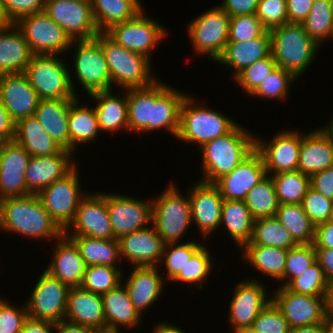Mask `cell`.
<instances>
[{
  "label": "cell",
  "instance_id": "cell-65",
  "mask_svg": "<svg viewBox=\"0 0 333 333\" xmlns=\"http://www.w3.org/2000/svg\"><path fill=\"white\" fill-rule=\"evenodd\" d=\"M15 123L10 119L8 111L0 100V140L9 142L14 139Z\"/></svg>",
  "mask_w": 333,
  "mask_h": 333
},
{
  "label": "cell",
  "instance_id": "cell-51",
  "mask_svg": "<svg viewBox=\"0 0 333 333\" xmlns=\"http://www.w3.org/2000/svg\"><path fill=\"white\" fill-rule=\"evenodd\" d=\"M296 78L281 67H276L272 73L250 95L268 99L283 100L288 95V89Z\"/></svg>",
  "mask_w": 333,
  "mask_h": 333
},
{
  "label": "cell",
  "instance_id": "cell-15",
  "mask_svg": "<svg viewBox=\"0 0 333 333\" xmlns=\"http://www.w3.org/2000/svg\"><path fill=\"white\" fill-rule=\"evenodd\" d=\"M69 289L44 270L26 302L28 317L52 323L64 320Z\"/></svg>",
  "mask_w": 333,
  "mask_h": 333
},
{
  "label": "cell",
  "instance_id": "cell-41",
  "mask_svg": "<svg viewBox=\"0 0 333 333\" xmlns=\"http://www.w3.org/2000/svg\"><path fill=\"white\" fill-rule=\"evenodd\" d=\"M67 237L76 244L81 257L87 266L106 265L118 267L115 264L118 263V261H122L118 239L105 240L88 236Z\"/></svg>",
  "mask_w": 333,
  "mask_h": 333
},
{
  "label": "cell",
  "instance_id": "cell-52",
  "mask_svg": "<svg viewBox=\"0 0 333 333\" xmlns=\"http://www.w3.org/2000/svg\"><path fill=\"white\" fill-rule=\"evenodd\" d=\"M317 261L315 246L300 244L288 249L282 286H286L294 277L302 274Z\"/></svg>",
  "mask_w": 333,
  "mask_h": 333
},
{
  "label": "cell",
  "instance_id": "cell-53",
  "mask_svg": "<svg viewBox=\"0 0 333 333\" xmlns=\"http://www.w3.org/2000/svg\"><path fill=\"white\" fill-rule=\"evenodd\" d=\"M276 67L277 64L272 54H270L268 57L242 70L234 80L243 88L245 93L251 95Z\"/></svg>",
  "mask_w": 333,
  "mask_h": 333
},
{
  "label": "cell",
  "instance_id": "cell-27",
  "mask_svg": "<svg viewBox=\"0 0 333 333\" xmlns=\"http://www.w3.org/2000/svg\"><path fill=\"white\" fill-rule=\"evenodd\" d=\"M54 248L45 271L69 288L80 287L87 265L76 244L63 234Z\"/></svg>",
  "mask_w": 333,
  "mask_h": 333
},
{
  "label": "cell",
  "instance_id": "cell-8",
  "mask_svg": "<svg viewBox=\"0 0 333 333\" xmlns=\"http://www.w3.org/2000/svg\"><path fill=\"white\" fill-rule=\"evenodd\" d=\"M168 186L155 201L152 200L151 226L165 244L179 243L192 223L188 195H181L173 183Z\"/></svg>",
  "mask_w": 333,
  "mask_h": 333
},
{
  "label": "cell",
  "instance_id": "cell-9",
  "mask_svg": "<svg viewBox=\"0 0 333 333\" xmlns=\"http://www.w3.org/2000/svg\"><path fill=\"white\" fill-rule=\"evenodd\" d=\"M229 23L230 16L221 6L212 7L190 21L187 29L195 53L217 60L228 43Z\"/></svg>",
  "mask_w": 333,
  "mask_h": 333
},
{
  "label": "cell",
  "instance_id": "cell-35",
  "mask_svg": "<svg viewBox=\"0 0 333 333\" xmlns=\"http://www.w3.org/2000/svg\"><path fill=\"white\" fill-rule=\"evenodd\" d=\"M112 89L89 95L95 102V112L101 132L128 130L127 89L122 97L114 95Z\"/></svg>",
  "mask_w": 333,
  "mask_h": 333
},
{
  "label": "cell",
  "instance_id": "cell-21",
  "mask_svg": "<svg viewBox=\"0 0 333 333\" xmlns=\"http://www.w3.org/2000/svg\"><path fill=\"white\" fill-rule=\"evenodd\" d=\"M267 176L260 153L254 149L233 171L213 184L227 200L244 201L247 193Z\"/></svg>",
  "mask_w": 333,
  "mask_h": 333
},
{
  "label": "cell",
  "instance_id": "cell-76",
  "mask_svg": "<svg viewBox=\"0 0 333 333\" xmlns=\"http://www.w3.org/2000/svg\"><path fill=\"white\" fill-rule=\"evenodd\" d=\"M97 333H120V332H117V331H98Z\"/></svg>",
  "mask_w": 333,
  "mask_h": 333
},
{
  "label": "cell",
  "instance_id": "cell-25",
  "mask_svg": "<svg viewBox=\"0 0 333 333\" xmlns=\"http://www.w3.org/2000/svg\"><path fill=\"white\" fill-rule=\"evenodd\" d=\"M121 260L135 267L157 266L161 261L165 243L150 225L147 228L123 235L118 239Z\"/></svg>",
  "mask_w": 333,
  "mask_h": 333
},
{
  "label": "cell",
  "instance_id": "cell-31",
  "mask_svg": "<svg viewBox=\"0 0 333 333\" xmlns=\"http://www.w3.org/2000/svg\"><path fill=\"white\" fill-rule=\"evenodd\" d=\"M271 54V36L267 30L261 37L248 41H228L221 56L215 61L229 66L234 78L245 68Z\"/></svg>",
  "mask_w": 333,
  "mask_h": 333
},
{
  "label": "cell",
  "instance_id": "cell-66",
  "mask_svg": "<svg viewBox=\"0 0 333 333\" xmlns=\"http://www.w3.org/2000/svg\"><path fill=\"white\" fill-rule=\"evenodd\" d=\"M54 323L28 317L20 333H53Z\"/></svg>",
  "mask_w": 333,
  "mask_h": 333
},
{
  "label": "cell",
  "instance_id": "cell-30",
  "mask_svg": "<svg viewBox=\"0 0 333 333\" xmlns=\"http://www.w3.org/2000/svg\"><path fill=\"white\" fill-rule=\"evenodd\" d=\"M157 266L133 267L131 275L124 283L128 296L135 309L142 316L148 307L160 298L162 293L163 278ZM160 274V275H159Z\"/></svg>",
  "mask_w": 333,
  "mask_h": 333
},
{
  "label": "cell",
  "instance_id": "cell-69",
  "mask_svg": "<svg viewBox=\"0 0 333 333\" xmlns=\"http://www.w3.org/2000/svg\"><path fill=\"white\" fill-rule=\"evenodd\" d=\"M153 333H186V332L183 331V329L181 330L176 325L173 326L172 324L167 322L163 323L159 322L158 325L154 327Z\"/></svg>",
  "mask_w": 333,
  "mask_h": 333
},
{
  "label": "cell",
  "instance_id": "cell-6",
  "mask_svg": "<svg viewBox=\"0 0 333 333\" xmlns=\"http://www.w3.org/2000/svg\"><path fill=\"white\" fill-rule=\"evenodd\" d=\"M57 54H35L24 74L42 99L74 100L79 95L74 88L73 75Z\"/></svg>",
  "mask_w": 333,
  "mask_h": 333
},
{
  "label": "cell",
  "instance_id": "cell-71",
  "mask_svg": "<svg viewBox=\"0 0 333 333\" xmlns=\"http://www.w3.org/2000/svg\"><path fill=\"white\" fill-rule=\"evenodd\" d=\"M14 22L8 16L6 9L3 5V2L0 0V31L6 30L7 28L11 27Z\"/></svg>",
  "mask_w": 333,
  "mask_h": 333
},
{
  "label": "cell",
  "instance_id": "cell-29",
  "mask_svg": "<svg viewBox=\"0 0 333 333\" xmlns=\"http://www.w3.org/2000/svg\"><path fill=\"white\" fill-rule=\"evenodd\" d=\"M68 322L106 331V321L101 295L70 288L67 294L65 319Z\"/></svg>",
  "mask_w": 333,
  "mask_h": 333
},
{
  "label": "cell",
  "instance_id": "cell-20",
  "mask_svg": "<svg viewBox=\"0 0 333 333\" xmlns=\"http://www.w3.org/2000/svg\"><path fill=\"white\" fill-rule=\"evenodd\" d=\"M30 154L14 140L4 142L0 149V200L29 195L25 171Z\"/></svg>",
  "mask_w": 333,
  "mask_h": 333
},
{
  "label": "cell",
  "instance_id": "cell-17",
  "mask_svg": "<svg viewBox=\"0 0 333 333\" xmlns=\"http://www.w3.org/2000/svg\"><path fill=\"white\" fill-rule=\"evenodd\" d=\"M70 228L73 230L71 233ZM64 235L114 239L106 207V193L87 194L81 200L73 221L64 230Z\"/></svg>",
  "mask_w": 333,
  "mask_h": 333
},
{
  "label": "cell",
  "instance_id": "cell-61",
  "mask_svg": "<svg viewBox=\"0 0 333 333\" xmlns=\"http://www.w3.org/2000/svg\"><path fill=\"white\" fill-rule=\"evenodd\" d=\"M220 5L230 16L256 14L259 0H222Z\"/></svg>",
  "mask_w": 333,
  "mask_h": 333
},
{
  "label": "cell",
  "instance_id": "cell-74",
  "mask_svg": "<svg viewBox=\"0 0 333 333\" xmlns=\"http://www.w3.org/2000/svg\"><path fill=\"white\" fill-rule=\"evenodd\" d=\"M323 129L333 140V117H331V119L329 120V126L327 125L326 129L325 128Z\"/></svg>",
  "mask_w": 333,
  "mask_h": 333
},
{
  "label": "cell",
  "instance_id": "cell-46",
  "mask_svg": "<svg viewBox=\"0 0 333 333\" xmlns=\"http://www.w3.org/2000/svg\"><path fill=\"white\" fill-rule=\"evenodd\" d=\"M254 219L273 217L279 207L274 184L270 175L255 185L244 200Z\"/></svg>",
  "mask_w": 333,
  "mask_h": 333
},
{
  "label": "cell",
  "instance_id": "cell-7",
  "mask_svg": "<svg viewBox=\"0 0 333 333\" xmlns=\"http://www.w3.org/2000/svg\"><path fill=\"white\" fill-rule=\"evenodd\" d=\"M194 100L186 95L182 101L177 140L194 142L200 148L205 143L229 133L237 125L230 117L197 105Z\"/></svg>",
  "mask_w": 333,
  "mask_h": 333
},
{
  "label": "cell",
  "instance_id": "cell-28",
  "mask_svg": "<svg viewBox=\"0 0 333 333\" xmlns=\"http://www.w3.org/2000/svg\"><path fill=\"white\" fill-rule=\"evenodd\" d=\"M304 134L301 133L298 170L311 177L333 166V140L322 127Z\"/></svg>",
  "mask_w": 333,
  "mask_h": 333
},
{
  "label": "cell",
  "instance_id": "cell-77",
  "mask_svg": "<svg viewBox=\"0 0 333 333\" xmlns=\"http://www.w3.org/2000/svg\"><path fill=\"white\" fill-rule=\"evenodd\" d=\"M3 141L2 140H0V149H1V147H2V145H3Z\"/></svg>",
  "mask_w": 333,
  "mask_h": 333
},
{
  "label": "cell",
  "instance_id": "cell-12",
  "mask_svg": "<svg viewBox=\"0 0 333 333\" xmlns=\"http://www.w3.org/2000/svg\"><path fill=\"white\" fill-rule=\"evenodd\" d=\"M144 11L141 10L130 20L113 25L105 33L125 49L150 59L151 51L164 39L167 30L156 20L144 16Z\"/></svg>",
  "mask_w": 333,
  "mask_h": 333
},
{
  "label": "cell",
  "instance_id": "cell-16",
  "mask_svg": "<svg viewBox=\"0 0 333 333\" xmlns=\"http://www.w3.org/2000/svg\"><path fill=\"white\" fill-rule=\"evenodd\" d=\"M108 210L114 239L147 228L152 221V201L135 199L128 195L106 194ZM147 223V224H146Z\"/></svg>",
  "mask_w": 333,
  "mask_h": 333
},
{
  "label": "cell",
  "instance_id": "cell-32",
  "mask_svg": "<svg viewBox=\"0 0 333 333\" xmlns=\"http://www.w3.org/2000/svg\"><path fill=\"white\" fill-rule=\"evenodd\" d=\"M33 55L15 23L0 31V75L24 73Z\"/></svg>",
  "mask_w": 333,
  "mask_h": 333
},
{
  "label": "cell",
  "instance_id": "cell-3",
  "mask_svg": "<svg viewBox=\"0 0 333 333\" xmlns=\"http://www.w3.org/2000/svg\"><path fill=\"white\" fill-rule=\"evenodd\" d=\"M254 135L239 123L227 134L200 147L202 155V182L214 183L233 171L254 149Z\"/></svg>",
  "mask_w": 333,
  "mask_h": 333
},
{
  "label": "cell",
  "instance_id": "cell-23",
  "mask_svg": "<svg viewBox=\"0 0 333 333\" xmlns=\"http://www.w3.org/2000/svg\"><path fill=\"white\" fill-rule=\"evenodd\" d=\"M232 296L228 308L232 329L252 326L258 314L272 301L264 285L254 279L239 282Z\"/></svg>",
  "mask_w": 333,
  "mask_h": 333
},
{
  "label": "cell",
  "instance_id": "cell-50",
  "mask_svg": "<svg viewBox=\"0 0 333 333\" xmlns=\"http://www.w3.org/2000/svg\"><path fill=\"white\" fill-rule=\"evenodd\" d=\"M209 249L206 246H202L191 258L187 261L183 268V271L179 273L171 280L181 281L182 283L195 284L199 289H202L201 284L208 279V275L212 268V258L210 257Z\"/></svg>",
  "mask_w": 333,
  "mask_h": 333
},
{
  "label": "cell",
  "instance_id": "cell-62",
  "mask_svg": "<svg viewBox=\"0 0 333 333\" xmlns=\"http://www.w3.org/2000/svg\"><path fill=\"white\" fill-rule=\"evenodd\" d=\"M314 0H286L289 23L301 24L309 15Z\"/></svg>",
  "mask_w": 333,
  "mask_h": 333
},
{
  "label": "cell",
  "instance_id": "cell-60",
  "mask_svg": "<svg viewBox=\"0 0 333 333\" xmlns=\"http://www.w3.org/2000/svg\"><path fill=\"white\" fill-rule=\"evenodd\" d=\"M310 187L333 201V166L312 175Z\"/></svg>",
  "mask_w": 333,
  "mask_h": 333
},
{
  "label": "cell",
  "instance_id": "cell-13",
  "mask_svg": "<svg viewBox=\"0 0 333 333\" xmlns=\"http://www.w3.org/2000/svg\"><path fill=\"white\" fill-rule=\"evenodd\" d=\"M44 12L71 40L94 39L99 33L90 0H46Z\"/></svg>",
  "mask_w": 333,
  "mask_h": 333
},
{
  "label": "cell",
  "instance_id": "cell-39",
  "mask_svg": "<svg viewBox=\"0 0 333 333\" xmlns=\"http://www.w3.org/2000/svg\"><path fill=\"white\" fill-rule=\"evenodd\" d=\"M78 100L77 97L71 102L68 118L69 151L72 153L79 144L94 141L101 131L94 106H80Z\"/></svg>",
  "mask_w": 333,
  "mask_h": 333
},
{
  "label": "cell",
  "instance_id": "cell-48",
  "mask_svg": "<svg viewBox=\"0 0 333 333\" xmlns=\"http://www.w3.org/2000/svg\"><path fill=\"white\" fill-rule=\"evenodd\" d=\"M329 281L318 261L302 274L294 277L285 287L296 294L325 297Z\"/></svg>",
  "mask_w": 333,
  "mask_h": 333
},
{
  "label": "cell",
  "instance_id": "cell-5",
  "mask_svg": "<svg viewBox=\"0 0 333 333\" xmlns=\"http://www.w3.org/2000/svg\"><path fill=\"white\" fill-rule=\"evenodd\" d=\"M96 39L100 42L109 66L112 85L121 89L144 88L157 79L151 75V59L125 49L117 44L105 32H99Z\"/></svg>",
  "mask_w": 333,
  "mask_h": 333
},
{
  "label": "cell",
  "instance_id": "cell-75",
  "mask_svg": "<svg viewBox=\"0 0 333 333\" xmlns=\"http://www.w3.org/2000/svg\"><path fill=\"white\" fill-rule=\"evenodd\" d=\"M329 221L333 222V202H332V206H331V213H330Z\"/></svg>",
  "mask_w": 333,
  "mask_h": 333
},
{
  "label": "cell",
  "instance_id": "cell-59",
  "mask_svg": "<svg viewBox=\"0 0 333 333\" xmlns=\"http://www.w3.org/2000/svg\"><path fill=\"white\" fill-rule=\"evenodd\" d=\"M8 16L15 23L20 18L43 12L46 0H1Z\"/></svg>",
  "mask_w": 333,
  "mask_h": 333
},
{
  "label": "cell",
  "instance_id": "cell-37",
  "mask_svg": "<svg viewBox=\"0 0 333 333\" xmlns=\"http://www.w3.org/2000/svg\"><path fill=\"white\" fill-rule=\"evenodd\" d=\"M93 18L99 32L134 18L143 10L141 0H90Z\"/></svg>",
  "mask_w": 333,
  "mask_h": 333
},
{
  "label": "cell",
  "instance_id": "cell-54",
  "mask_svg": "<svg viewBox=\"0 0 333 333\" xmlns=\"http://www.w3.org/2000/svg\"><path fill=\"white\" fill-rule=\"evenodd\" d=\"M267 29L256 14L230 17L228 41L245 42L261 37Z\"/></svg>",
  "mask_w": 333,
  "mask_h": 333
},
{
  "label": "cell",
  "instance_id": "cell-10",
  "mask_svg": "<svg viewBox=\"0 0 333 333\" xmlns=\"http://www.w3.org/2000/svg\"><path fill=\"white\" fill-rule=\"evenodd\" d=\"M77 169L75 166L37 194L45 210L63 231L73 221L81 200L87 195L81 194Z\"/></svg>",
  "mask_w": 333,
  "mask_h": 333
},
{
  "label": "cell",
  "instance_id": "cell-1",
  "mask_svg": "<svg viewBox=\"0 0 333 333\" xmlns=\"http://www.w3.org/2000/svg\"><path fill=\"white\" fill-rule=\"evenodd\" d=\"M185 97V93L158 80L144 88L127 89L128 131L143 133L163 128L176 137Z\"/></svg>",
  "mask_w": 333,
  "mask_h": 333
},
{
  "label": "cell",
  "instance_id": "cell-2",
  "mask_svg": "<svg viewBox=\"0 0 333 333\" xmlns=\"http://www.w3.org/2000/svg\"><path fill=\"white\" fill-rule=\"evenodd\" d=\"M1 230L37 240L54 238L55 242L64 234L37 194L0 200Z\"/></svg>",
  "mask_w": 333,
  "mask_h": 333
},
{
  "label": "cell",
  "instance_id": "cell-40",
  "mask_svg": "<svg viewBox=\"0 0 333 333\" xmlns=\"http://www.w3.org/2000/svg\"><path fill=\"white\" fill-rule=\"evenodd\" d=\"M241 249L243 258L255 270L284 282L287 249L260 245H244Z\"/></svg>",
  "mask_w": 333,
  "mask_h": 333
},
{
  "label": "cell",
  "instance_id": "cell-70",
  "mask_svg": "<svg viewBox=\"0 0 333 333\" xmlns=\"http://www.w3.org/2000/svg\"><path fill=\"white\" fill-rule=\"evenodd\" d=\"M291 333H325L323 323L291 329Z\"/></svg>",
  "mask_w": 333,
  "mask_h": 333
},
{
  "label": "cell",
  "instance_id": "cell-57",
  "mask_svg": "<svg viewBox=\"0 0 333 333\" xmlns=\"http://www.w3.org/2000/svg\"><path fill=\"white\" fill-rule=\"evenodd\" d=\"M332 202L310 187L303 198L302 206L304 212L316 226L329 220Z\"/></svg>",
  "mask_w": 333,
  "mask_h": 333
},
{
  "label": "cell",
  "instance_id": "cell-73",
  "mask_svg": "<svg viewBox=\"0 0 333 333\" xmlns=\"http://www.w3.org/2000/svg\"><path fill=\"white\" fill-rule=\"evenodd\" d=\"M234 333H258L253 326L239 327L233 330Z\"/></svg>",
  "mask_w": 333,
  "mask_h": 333
},
{
  "label": "cell",
  "instance_id": "cell-45",
  "mask_svg": "<svg viewBox=\"0 0 333 333\" xmlns=\"http://www.w3.org/2000/svg\"><path fill=\"white\" fill-rule=\"evenodd\" d=\"M306 33L319 45L333 38V10L331 0H314L307 18L301 23Z\"/></svg>",
  "mask_w": 333,
  "mask_h": 333
},
{
  "label": "cell",
  "instance_id": "cell-55",
  "mask_svg": "<svg viewBox=\"0 0 333 333\" xmlns=\"http://www.w3.org/2000/svg\"><path fill=\"white\" fill-rule=\"evenodd\" d=\"M252 326L258 333H291L288 321L272 301L258 314Z\"/></svg>",
  "mask_w": 333,
  "mask_h": 333
},
{
  "label": "cell",
  "instance_id": "cell-22",
  "mask_svg": "<svg viewBox=\"0 0 333 333\" xmlns=\"http://www.w3.org/2000/svg\"><path fill=\"white\" fill-rule=\"evenodd\" d=\"M190 191V192H189ZM188 191L192 222L203 237H208L221 226V207L224 198L213 183L196 182Z\"/></svg>",
  "mask_w": 333,
  "mask_h": 333
},
{
  "label": "cell",
  "instance_id": "cell-43",
  "mask_svg": "<svg viewBox=\"0 0 333 333\" xmlns=\"http://www.w3.org/2000/svg\"><path fill=\"white\" fill-rule=\"evenodd\" d=\"M245 245H260L290 249L298 244L279 220L273 217H263L254 220L251 241Z\"/></svg>",
  "mask_w": 333,
  "mask_h": 333
},
{
  "label": "cell",
  "instance_id": "cell-4",
  "mask_svg": "<svg viewBox=\"0 0 333 333\" xmlns=\"http://www.w3.org/2000/svg\"><path fill=\"white\" fill-rule=\"evenodd\" d=\"M269 33L271 54L277 66L299 79L316 58L320 46L306 33L302 24L287 23Z\"/></svg>",
  "mask_w": 333,
  "mask_h": 333
},
{
  "label": "cell",
  "instance_id": "cell-26",
  "mask_svg": "<svg viewBox=\"0 0 333 333\" xmlns=\"http://www.w3.org/2000/svg\"><path fill=\"white\" fill-rule=\"evenodd\" d=\"M71 156L73 157L71 151L62 149L55 155L30 157L25 171L27 193L38 194L68 174L76 166Z\"/></svg>",
  "mask_w": 333,
  "mask_h": 333
},
{
  "label": "cell",
  "instance_id": "cell-67",
  "mask_svg": "<svg viewBox=\"0 0 333 333\" xmlns=\"http://www.w3.org/2000/svg\"><path fill=\"white\" fill-rule=\"evenodd\" d=\"M54 333H97L98 330L83 326L75 323L62 320L58 323H54Z\"/></svg>",
  "mask_w": 333,
  "mask_h": 333
},
{
  "label": "cell",
  "instance_id": "cell-19",
  "mask_svg": "<svg viewBox=\"0 0 333 333\" xmlns=\"http://www.w3.org/2000/svg\"><path fill=\"white\" fill-rule=\"evenodd\" d=\"M278 288L276 293L274 292L272 302L284 315L291 329L324 322L326 317L324 297L296 294L285 286Z\"/></svg>",
  "mask_w": 333,
  "mask_h": 333
},
{
  "label": "cell",
  "instance_id": "cell-38",
  "mask_svg": "<svg viewBox=\"0 0 333 333\" xmlns=\"http://www.w3.org/2000/svg\"><path fill=\"white\" fill-rule=\"evenodd\" d=\"M254 220L244 201L223 200L220 223L240 248L251 241Z\"/></svg>",
  "mask_w": 333,
  "mask_h": 333
},
{
  "label": "cell",
  "instance_id": "cell-63",
  "mask_svg": "<svg viewBox=\"0 0 333 333\" xmlns=\"http://www.w3.org/2000/svg\"><path fill=\"white\" fill-rule=\"evenodd\" d=\"M315 248H333V222L326 221L315 226Z\"/></svg>",
  "mask_w": 333,
  "mask_h": 333
},
{
  "label": "cell",
  "instance_id": "cell-36",
  "mask_svg": "<svg viewBox=\"0 0 333 333\" xmlns=\"http://www.w3.org/2000/svg\"><path fill=\"white\" fill-rule=\"evenodd\" d=\"M13 140L25 148L31 157L51 156L63 149L46 133L34 115L15 123Z\"/></svg>",
  "mask_w": 333,
  "mask_h": 333
},
{
  "label": "cell",
  "instance_id": "cell-11",
  "mask_svg": "<svg viewBox=\"0 0 333 333\" xmlns=\"http://www.w3.org/2000/svg\"><path fill=\"white\" fill-rule=\"evenodd\" d=\"M77 45L74 55L76 79L87 94L111 89V75L100 42L94 39L72 40Z\"/></svg>",
  "mask_w": 333,
  "mask_h": 333
},
{
  "label": "cell",
  "instance_id": "cell-42",
  "mask_svg": "<svg viewBox=\"0 0 333 333\" xmlns=\"http://www.w3.org/2000/svg\"><path fill=\"white\" fill-rule=\"evenodd\" d=\"M275 217L298 244H312L315 225L304 212L302 204H279Z\"/></svg>",
  "mask_w": 333,
  "mask_h": 333
},
{
  "label": "cell",
  "instance_id": "cell-14",
  "mask_svg": "<svg viewBox=\"0 0 333 333\" xmlns=\"http://www.w3.org/2000/svg\"><path fill=\"white\" fill-rule=\"evenodd\" d=\"M15 24L34 55L63 54L71 48L70 37L44 11L24 16Z\"/></svg>",
  "mask_w": 333,
  "mask_h": 333
},
{
  "label": "cell",
  "instance_id": "cell-72",
  "mask_svg": "<svg viewBox=\"0 0 333 333\" xmlns=\"http://www.w3.org/2000/svg\"><path fill=\"white\" fill-rule=\"evenodd\" d=\"M323 327L325 333H333V317H325Z\"/></svg>",
  "mask_w": 333,
  "mask_h": 333
},
{
  "label": "cell",
  "instance_id": "cell-64",
  "mask_svg": "<svg viewBox=\"0 0 333 333\" xmlns=\"http://www.w3.org/2000/svg\"><path fill=\"white\" fill-rule=\"evenodd\" d=\"M319 265L323 269L326 279L333 280V248H315Z\"/></svg>",
  "mask_w": 333,
  "mask_h": 333
},
{
  "label": "cell",
  "instance_id": "cell-58",
  "mask_svg": "<svg viewBox=\"0 0 333 333\" xmlns=\"http://www.w3.org/2000/svg\"><path fill=\"white\" fill-rule=\"evenodd\" d=\"M6 301L0 298V333H20L28 318L26 303L17 308Z\"/></svg>",
  "mask_w": 333,
  "mask_h": 333
},
{
  "label": "cell",
  "instance_id": "cell-24",
  "mask_svg": "<svg viewBox=\"0 0 333 333\" xmlns=\"http://www.w3.org/2000/svg\"><path fill=\"white\" fill-rule=\"evenodd\" d=\"M0 100L16 123L33 116L40 98L24 73L0 75Z\"/></svg>",
  "mask_w": 333,
  "mask_h": 333
},
{
  "label": "cell",
  "instance_id": "cell-56",
  "mask_svg": "<svg viewBox=\"0 0 333 333\" xmlns=\"http://www.w3.org/2000/svg\"><path fill=\"white\" fill-rule=\"evenodd\" d=\"M256 16L268 31L289 23L286 0H259Z\"/></svg>",
  "mask_w": 333,
  "mask_h": 333
},
{
  "label": "cell",
  "instance_id": "cell-34",
  "mask_svg": "<svg viewBox=\"0 0 333 333\" xmlns=\"http://www.w3.org/2000/svg\"><path fill=\"white\" fill-rule=\"evenodd\" d=\"M73 100L42 99L34 116L46 133L63 149L69 151V110Z\"/></svg>",
  "mask_w": 333,
  "mask_h": 333
},
{
  "label": "cell",
  "instance_id": "cell-44",
  "mask_svg": "<svg viewBox=\"0 0 333 333\" xmlns=\"http://www.w3.org/2000/svg\"><path fill=\"white\" fill-rule=\"evenodd\" d=\"M279 204H302L310 177L299 170L271 175Z\"/></svg>",
  "mask_w": 333,
  "mask_h": 333
},
{
  "label": "cell",
  "instance_id": "cell-18",
  "mask_svg": "<svg viewBox=\"0 0 333 333\" xmlns=\"http://www.w3.org/2000/svg\"><path fill=\"white\" fill-rule=\"evenodd\" d=\"M275 135L266 143L255 138V149L262 157L267 175L298 170L301 132L284 129Z\"/></svg>",
  "mask_w": 333,
  "mask_h": 333
},
{
  "label": "cell",
  "instance_id": "cell-49",
  "mask_svg": "<svg viewBox=\"0 0 333 333\" xmlns=\"http://www.w3.org/2000/svg\"><path fill=\"white\" fill-rule=\"evenodd\" d=\"M203 245L196 241H185L184 243H168L165 244L164 251L160 262L164 263L167 274V280H172L179 271H183L187 261L202 247ZM164 259V260H163Z\"/></svg>",
  "mask_w": 333,
  "mask_h": 333
},
{
  "label": "cell",
  "instance_id": "cell-68",
  "mask_svg": "<svg viewBox=\"0 0 333 333\" xmlns=\"http://www.w3.org/2000/svg\"><path fill=\"white\" fill-rule=\"evenodd\" d=\"M324 299H325V316L333 317V280L328 283Z\"/></svg>",
  "mask_w": 333,
  "mask_h": 333
},
{
  "label": "cell",
  "instance_id": "cell-47",
  "mask_svg": "<svg viewBox=\"0 0 333 333\" xmlns=\"http://www.w3.org/2000/svg\"><path fill=\"white\" fill-rule=\"evenodd\" d=\"M121 267L106 265H90L86 267L80 288L103 295L122 283L123 272Z\"/></svg>",
  "mask_w": 333,
  "mask_h": 333
},
{
  "label": "cell",
  "instance_id": "cell-33",
  "mask_svg": "<svg viewBox=\"0 0 333 333\" xmlns=\"http://www.w3.org/2000/svg\"><path fill=\"white\" fill-rule=\"evenodd\" d=\"M106 330L120 332L121 328L139 326L141 315L135 309L123 283L101 295Z\"/></svg>",
  "mask_w": 333,
  "mask_h": 333
}]
</instances>
